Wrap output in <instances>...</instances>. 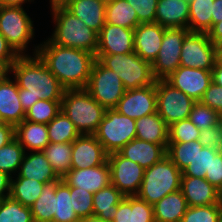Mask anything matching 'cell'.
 <instances>
[{
  "label": "cell",
  "mask_w": 222,
  "mask_h": 222,
  "mask_svg": "<svg viewBox=\"0 0 222 222\" xmlns=\"http://www.w3.org/2000/svg\"><path fill=\"white\" fill-rule=\"evenodd\" d=\"M94 135L108 154L118 152L136 138L135 119L119 113L115 108L106 109Z\"/></svg>",
  "instance_id": "7"
},
{
  "label": "cell",
  "mask_w": 222,
  "mask_h": 222,
  "mask_svg": "<svg viewBox=\"0 0 222 222\" xmlns=\"http://www.w3.org/2000/svg\"><path fill=\"white\" fill-rule=\"evenodd\" d=\"M112 222H155L153 205L136 195L125 196L118 204Z\"/></svg>",
  "instance_id": "26"
},
{
  "label": "cell",
  "mask_w": 222,
  "mask_h": 222,
  "mask_svg": "<svg viewBox=\"0 0 222 222\" xmlns=\"http://www.w3.org/2000/svg\"><path fill=\"white\" fill-rule=\"evenodd\" d=\"M85 89L105 109L115 108L126 91L118 74L104 67L97 59Z\"/></svg>",
  "instance_id": "9"
},
{
  "label": "cell",
  "mask_w": 222,
  "mask_h": 222,
  "mask_svg": "<svg viewBox=\"0 0 222 222\" xmlns=\"http://www.w3.org/2000/svg\"><path fill=\"white\" fill-rule=\"evenodd\" d=\"M189 32L188 28H165L158 56L151 64L156 80L166 79L180 66L182 43Z\"/></svg>",
  "instance_id": "11"
},
{
  "label": "cell",
  "mask_w": 222,
  "mask_h": 222,
  "mask_svg": "<svg viewBox=\"0 0 222 222\" xmlns=\"http://www.w3.org/2000/svg\"><path fill=\"white\" fill-rule=\"evenodd\" d=\"M222 205L189 206L181 222H219Z\"/></svg>",
  "instance_id": "44"
},
{
  "label": "cell",
  "mask_w": 222,
  "mask_h": 222,
  "mask_svg": "<svg viewBox=\"0 0 222 222\" xmlns=\"http://www.w3.org/2000/svg\"><path fill=\"white\" fill-rule=\"evenodd\" d=\"M212 82L222 86V65L217 61L212 69Z\"/></svg>",
  "instance_id": "55"
},
{
  "label": "cell",
  "mask_w": 222,
  "mask_h": 222,
  "mask_svg": "<svg viewBox=\"0 0 222 222\" xmlns=\"http://www.w3.org/2000/svg\"><path fill=\"white\" fill-rule=\"evenodd\" d=\"M155 23L164 28H188L189 1L158 0Z\"/></svg>",
  "instance_id": "24"
},
{
  "label": "cell",
  "mask_w": 222,
  "mask_h": 222,
  "mask_svg": "<svg viewBox=\"0 0 222 222\" xmlns=\"http://www.w3.org/2000/svg\"><path fill=\"white\" fill-rule=\"evenodd\" d=\"M60 111L61 100L40 99L25 112L24 120L48 124Z\"/></svg>",
  "instance_id": "40"
},
{
  "label": "cell",
  "mask_w": 222,
  "mask_h": 222,
  "mask_svg": "<svg viewBox=\"0 0 222 222\" xmlns=\"http://www.w3.org/2000/svg\"><path fill=\"white\" fill-rule=\"evenodd\" d=\"M220 199H221V202H222V190L220 191Z\"/></svg>",
  "instance_id": "65"
},
{
  "label": "cell",
  "mask_w": 222,
  "mask_h": 222,
  "mask_svg": "<svg viewBox=\"0 0 222 222\" xmlns=\"http://www.w3.org/2000/svg\"><path fill=\"white\" fill-rule=\"evenodd\" d=\"M200 102L217 111L222 117V86L211 82Z\"/></svg>",
  "instance_id": "48"
},
{
  "label": "cell",
  "mask_w": 222,
  "mask_h": 222,
  "mask_svg": "<svg viewBox=\"0 0 222 222\" xmlns=\"http://www.w3.org/2000/svg\"><path fill=\"white\" fill-rule=\"evenodd\" d=\"M9 73L19 87V99L26 112L40 99L62 100L65 88L38 54L19 56Z\"/></svg>",
  "instance_id": "1"
},
{
  "label": "cell",
  "mask_w": 222,
  "mask_h": 222,
  "mask_svg": "<svg viewBox=\"0 0 222 222\" xmlns=\"http://www.w3.org/2000/svg\"><path fill=\"white\" fill-rule=\"evenodd\" d=\"M167 145L134 138L118 152L125 158L138 163L142 168L147 169L167 156Z\"/></svg>",
  "instance_id": "22"
},
{
  "label": "cell",
  "mask_w": 222,
  "mask_h": 222,
  "mask_svg": "<svg viewBox=\"0 0 222 222\" xmlns=\"http://www.w3.org/2000/svg\"><path fill=\"white\" fill-rule=\"evenodd\" d=\"M222 140V123L200 131L199 143L203 147L219 150Z\"/></svg>",
  "instance_id": "49"
},
{
  "label": "cell",
  "mask_w": 222,
  "mask_h": 222,
  "mask_svg": "<svg viewBox=\"0 0 222 222\" xmlns=\"http://www.w3.org/2000/svg\"><path fill=\"white\" fill-rule=\"evenodd\" d=\"M219 151L222 152V140H221V146L219 148Z\"/></svg>",
  "instance_id": "64"
},
{
  "label": "cell",
  "mask_w": 222,
  "mask_h": 222,
  "mask_svg": "<svg viewBox=\"0 0 222 222\" xmlns=\"http://www.w3.org/2000/svg\"><path fill=\"white\" fill-rule=\"evenodd\" d=\"M188 119L201 131L221 124L222 117L217 111L198 101L193 104Z\"/></svg>",
  "instance_id": "43"
},
{
  "label": "cell",
  "mask_w": 222,
  "mask_h": 222,
  "mask_svg": "<svg viewBox=\"0 0 222 222\" xmlns=\"http://www.w3.org/2000/svg\"><path fill=\"white\" fill-rule=\"evenodd\" d=\"M62 180L70 187H78L94 194L111 184L110 166L106 161L91 168L71 169Z\"/></svg>",
  "instance_id": "18"
},
{
  "label": "cell",
  "mask_w": 222,
  "mask_h": 222,
  "mask_svg": "<svg viewBox=\"0 0 222 222\" xmlns=\"http://www.w3.org/2000/svg\"><path fill=\"white\" fill-rule=\"evenodd\" d=\"M115 109L132 119L157 112L155 83L146 87L126 90Z\"/></svg>",
  "instance_id": "14"
},
{
  "label": "cell",
  "mask_w": 222,
  "mask_h": 222,
  "mask_svg": "<svg viewBox=\"0 0 222 222\" xmlns=\"http://www.w3.org/2000/svg\"><path fill=\"white\" fill-rule=\"evenodd\" d=\"M180 190L188 206L222 205L220 191L205 178L182 176Z\"/></svg>",
  "instance_id": "20"
},
{
  "label": "cell",
  "mask_w": 222,
  "mask_h": 222,
  "mask_svg": "<svg viewBox=\"0 0 222 222\" xmlns=\"http://www.w3.org/2000/svg\"><path fill=\"white\" fill-rule=\"evenodd\" d=\"M220 151L210 147H203L196 141V155L191 163L182 170V176L205 178L206 173H210L212 166V156H216Z\"/></svg>",
  "instance_id": "37"
},
{
  "label": "cell",
  "mask_w": 222,
  "mask_h": 222,
  "mask_svg": "<svg viewBox=\"0 0 222 222\" xmlns=\"http://www.w3.org/2000/svg\"><path fill=\"white\" fill-rule=\"evenodd\" d=\"M214 0H191L189 1L190 32H206L212 28V13Z\"/></svg>",
  "instance_id": "33"
},
{
  "label": "cell",
  "mask_w": 222,
  "mask_h": 222,
  "mask_svg": "<svg viewBox=\"0 0 222 222\" xmlns=\"http://www.w3.org/2000/svg\"><path fill=\"white\" fill-rule=\"evenodd\" d=\"M136 138L156 144H168L169 126L157 113L135 119Z\"/></svg>",
  "instance_id": "28"
},
{
  "label": "cell",
  "mask_w": 222,
  "mask_h": 222,
  "mask_svg": "<svg viewBox=\"0 0 222 222\" xmlns=\"http://www.w3.org/2000/svg\"><path fill=\"white\" fill-rule=\"evenodd\" d=\"M25 150L16 138L0 148V171L13 176L18 173ZM18 170V171H17ZM13 174V175H12Z\"/></svg>",
  "instance_id": "39"
},
{
  "label": "cell",
  "mask_w": 222,
  "mask_h": 222,
  "mask_svg": "<svg viewBox=\"0 0 222 222\" xmlns=\"http://www.w3.org/2000/svg\"><path fill=\"white\" fill-rule=\"evenodd\" d=\"M165 80L198 102L202 99L204 92L212 82V72L179 66Z\"/></svg>",
  "instance_id": "15"
},
{
  "label": "cell",
  "mask_w": 222,
  "mask_h": 222,
  "mask_svg": "<svg viewBox=\"0 0 222 222\" xmlns=\"http://www.w3.org/2000/svg\"><path fill=\"white\" fill-rule=\"evenodd\" d=\"M79 220L72 207L70 186L62 180L56 186L55 214L52 222H78Z\"/></svg>",
  "instance_id": "38"
},
{
  "label": "cell",
  "mask_w": 222,
  "mask_h": 222,
  "mask_svg": "<svg viewBox=\"0 0 222 222\" xmlns=\"http://www.w3.org/2000/svg\"><path fill=\"white\" fill-rule=\"evenodd\" d=\"M11 177L10 197L22 205L31 207L40 196L44 183L25 177Z\"/></svg>",
  "instance_id": "34"
},
{
  "label": "cell",
  "mask_w": 222,
  "mask_h": 222,
  "mask_svg": "<svg viewBox=\"0 0 222 222\" xmlns=\"http://www.w3.org/2000/svg\"><path fill=\"white\" fill-rule=\"evenodd\" d=\"M34 30L33 21L23 7H0V33L19 56L28 55L25 52Z\"/></svg>",
  "instance_id": "8"
},
{
  "label": "cell",
  "mask_w": 222,
  "mask_h": 222,
  "mask_svg": "<svg viewBox=\"0 0 222 222\" xmlns=\"http://www.w3.org/2000/svg\"><path fill=\"white\" fill-rule=\"evenodd\" d=\"M157 113L170 126L172 123L187 119L196 102L191 97L169 84L165 79L155 81Z\"/></svg>",
  "instance_id": "10"
},
{
  "label": "cell",
  "mask_w": 222,
  "mask_h": 222,
  "mask_svg": "<svg viewBox=\"0 0 222 222\" xmlns=\"http://www.w3.org/2000/svg\"><path fill=\"white\" fill-rule=\"evenodd\" d=\"M62 180H56L44 185L43 191L31 206L34 222H52L55 214L56 186Z\"/></svg>",
  "instance_id": "32"
},
{
  "label": "cell",
  "mask_w": 222,
  "mask_h": 222,
  "mask_svg": "<svg viewBox=\"0 0 222 222\" xmlns=\"http://www.w3.org/2000/svg\"><path fill=\"white\" fill-rule=\"evenodd\" d=\"M8 73L9 71L3 65L0 64V80Z\"/></svg>",
  "instance_id": "61"
},
{
  "label": "cell",
  "mask_w": 222,
  "mask_h": 222,
  "mask_svg": "<svg viewBox=\"0 0 222 222\" xmlns=\"http://www.w3.org/2000/svg\"><path fill=\"white\" fill-rule=\"evenodd\" d=\"M134 8L140 23H154L158 0H126Z\"/></svg>",
  "instance_id": "47"
},
{
  "label": "cell",
  "mask_w": 222,
  "mask_h": 222,
  "mask_svg": "<svg viewBox=\"0 0 222 222\" xmlns=\"http://www.w3.org/2000/svg\"><path fill=\"white\" fill-rule=\"evenodd\" d=\"M16 175L18 177L34 179L44 184L62 180L51 167L43 151H33L29 155L25 152Z\"/></svg>",
  "instance_id": "23"
},
{
  "label": "cell",
  "mask_w": 222,
  "mask_h": 222,
  "mask_svg": "<svg viewBox=\"0 0 222 222\" xmlns=\"http://www.w3.org/2000/svg\"><path fill=\"white\" fill-rule=\"evenodd\" d=\"M205 179L219 191L222 190V152L212 156L210 173H206Z\"/></svg>",
  "instance_id": "50"
},
{
  "label": "cell",
  "mask_w": 222,
  "mask_h": 222,
  "mask_svg": "<svg viewBox=\"0 0 222 222\" xmlns=\"http://www.w3.org/2000/svg\"><path fill=\"white\" fill-rule=\"evenodd\" d=\"M165 28L158 23H140L134 29V52L151 64L157 58Z\"/></svg>",
  "instance_id": "19"
},
{
  "label": "cell",
  "mask_w": 222,
  "mask_h": 222,
  "mask_svg": "<svg viewBox=\"0 0 222 222\" xmlns=\"http://www.w3.org/2000/svg\"><path fill=\"white\" fill-rule=\"evenodd\" d=\"M15 138V126L5 123L0 127V148Z\"/></svg>",
  "instance_id": "52"
},
{
  "label": "cell",
  "mask_w": 222,
  "mask_h": 222,
  "mask_svg": "<svg viewBox=\"0 0 222 222\" xmlns=\"http://www.w3.org/2000/svg\"><path fill=\"white\" fill-rule=\"evenodd\" d=\"M91 94L84 89H66L61 100V111L75 125L80 134H94L105 114Z\"/></svg>",
  "instance_id": "4"
},
{
  "label": "cell",
  "mask_w": 222,
  "mask_h": 222,
  "mask_svg": "<svg viewBox=\"0 0 222 222\" xmlns=\"http://www.w3.org/2000/svg\"><path fill=\"white\" fill-rule=\"evenodd\" d=\"M124 197L113 184H109L93 194V215L106 222H112L117 206Z\"/></svg>",
  "instance_id": "30"
},
{
  "label": "cell",
  "mask_w": 222,
  "mask_h": 222,
  "mask_svg": "<svg viewBox=\"0 0 222 222\" xmlns=\"http://www.w3.org/2000/svg\"><path fill=\"white\" fill-rule=\"evenodd\" d=\"M188 207L181 190L167 194L153 205L155 222H181Z\"/></svg>",
  "instance_id": "29"
},
{
  "label": "cell",
  "mask_w": 222,
  "mask_h": 222,
  "mask_svg": "<svg viewBox=\"0 0 222 222\" xmlns=\"http://www.w3.org/2000/svg\"><path fill=\"white\" fill-rule=\"evenodd\" d=\"M15 138L24 150L42 151L49 143L47 124L23 120L15 126Z\"/></svg>",
  "instance_id": "27"
},
{
  "label": "cell",
  "mask_w": 222,
  "mask_h": 222,
  "mask_svg": "<svg viewBox=\"0 0 222 222\" xmlns=\"http://www.w3.org/2000/svg\"><path fill=\"white\" fill-rule=\"evenodd\" d=\"M132 52H134V29L106 23L98 34V49L95 55Z\"/></svg>",
  "instance_id": "17"
},
{
  "label": "cell",
  "mask_w": 222,
  "mask_h": 222,
  "mask_svg": "<svg viewBox=\"0 0 222 222\" xmlns=\"http://www.w3.org/2000/svg\"><path fill=\"white\" fill-rule=\"evenodd\" d=\"M210 30H222V20L218 23H215Z\"/></svg>",
  "instance_id": "62"
},
{
  "label": "cell",
  "mask_w": 222,
  "mask_h": 222,
  "mask_svg": "<svg viewBox=\"0 0 222 222\" xmlns=\"http://www.w3.org/2000/svg\"><path fill=\"white\" fill-rule=\"evenodd\" d=\"M0 222H34L31 207L10 196L0 201Z\"/></svg>",
  "instance_id": "41"
},
{
  "label": "cell",
  "mask_w": 222,
  "mask_h": 222,
  "mask_svg": "<svg viewBox=\"0 0 222 222\" xmlns=\"http://www.w3.org/2000/svg\"><path fill=\"white\" fill-rule=\"evenodd\" d=\"M182 171L165 156L144 170V177L136 196L150 205L181 188Z\"/></svg>",
  "instance_id": "5"
},
{
  "label": "cell",
  "mask_w": 222,
  "mask_h": 222,
  "mask_svg": "<svg viewBox=\"0 0 222 222\" xmlns=\"http://www.w3.org/2000/svg\"><path fill=\"white\" fill-rule=\"evenodd\" d=\"M107 162L110 166L111 184L124 196L136 195L144 177V168L119 152L108 154Z\"/></svg>",
  "instance_id": "13"
},
{
  "label": "cell",
  "mask_w": 222,
  "mask_h": 222,
  "mask_svg": "<svg viewBox=\"0 0 222 222\" xmlns=\"http://www.w3.org/2000/svg\"><path fill=\"white\" fill-rule=\"evenodd\" d=\"M222 20V0H214L212 13V26Z\"/></svg>",
  "instance_id": "54"
},
{
  "label": "cell",
  "mask_w": 222,
  "mask_h": 222,
  "mask_svg": "<svg viewBox=\"0 0 222 222\" xmlns=\"http://www.w3.org/2000/svg\"><path fill=\"white\" fill-rule=\"evenodd\" d=\"M0 117L5 123L16 126L25 119L19 99V87L9 73L0 80Z\"/></svg>",
  "instance_id": "21"
},
{
  "label": "cell",
  "mask_w": 222,
  "mask_h": 222,
  "mask_svg": "<svg viewBox=\"0 0 222 222\" xmlns=\"http://www.w3.org/2000/svg\"><path fill=\"white\" fill-rule=\"evenodd\" d=\"M96 59L104 67L118 74L126 90L153 85L156 81L151 63L143 60L135 52L96 55Z\"/></svg>",
  "instance_id": "6"
},
{
  "label": "cell",
  "mask_w": 222,
  "mask_h": 222,
  "mask_svg": "<svg viewBox=\"0 0 222 222\" xmlns=\"http://www.w3.org/2000/svg\"><path fill=\"white\" fill-rule=\"evenodd\" d=\"M11 176L0 171V201L10 196Z\"/></svg>",
  "instance_id": "53"
},
{
  "label": "cell",
  "mask_w": 222,
  "mask_h": 222,
  "mask_svg": "<svg viewBox=\"0 0 222 222\" xmlns=\"http://www.w3.org/2000/svg\"><path fill=\"white\" fill-rule=\"evenodd\" d=\"M207 34L216 48H222V30H209Z\"/></svg>",
  "instance_id": "56"
},
{
  "label": "cell",
  "mask_w": 222,
  "mask_h": 222,
  "mask_svg": "<svg viewBox=\"0 0 222 222\" xmlns=\"http://www.w3.org/2000/svg\"><path fill=\"white\" fill-rule=\"evenodd\" d=\"M166 154L178 169L182 171L196 155V141L168 142Z\"/></svg>",
  "instance_id": "42"
},
{
  "label": "cell",
  "mask_w": 222,
  "mask_h": 222,
  "mask_svg": "<svg viewBox=\"0 0 222 222\" xmlns=\"http://www.w3.org/2000/svg\"><path fill=\"white\" fill-rule=\"evenodd\" d=\"M216 60L222 65V48H216Z\"/></svg>",
  "instance_id": "60"
},
{
  "label": "cell",
  "mask_w": 222,
  "mask_h": 222,
  "mask_svg": "<svg viewBox=\"0 0 222 222\" xmlns=\"http://www.w3.org/2000/svg\"><path fill=\"white\" fill-rule=\"evenodd\" d=\"M43 43L35 46L33 55H39L61 85L65 89L86 88L96 55L82 49L55 45L49 39Z\"/></svg>",
  "instance_id": "2"
},
{
  "label": "cell",
  "mask_w": 222,
  "mask_h": 222,
  "mask_svg": "<svg viewBox=\"0 0 222 222\" xmlns=\"http://www.w3.org/2000/svg\"><path fill=\"white\" fill-rule=\"evenodd\" d=\"M32 2L34 0H0V7L2 6H14V7H23V4L26 2Z\"/></svg>",
  "instance_id": "57"
},
{
  "label": "cell",
  "mask_w": 222,
  "mask_h": 222,
  "mask_svg": "<svg viewBox=\"0 0 222 222\" xmlns=\"http://www.w3.org/2000/svg\"><path fill=\"white\" fill-rule=\"evenodd\" d=\"M19 55L8 44L6 38L0 33V64L8 71Z\"/></svg>",
  "instance_id": "51"
},
{
  "label": "cell",
  "mask_w": 222,
  "mask_h": 222,
  "mask_svg": "<svg viewBox=\"0 0 222 222\" xmlns=\"http://www.w3.org/2000/svg\"><path fill=\"white\" fill-rule=\"evenodd\" d=\"M51 13L55 29L48 39L53 44L82 49L96 54L98 34L94 30L66 8H57Z\"/></svg>",
  "instance_id": "3"
},
{
  "label": "cell",
  "mask_w": 222,
  "mask_h": 222,
  "mask_svg": "<svg viewBox=\"0 0 222 222\" xmlns=\"http://www.w3.org/2000/svg\"><path fill=\"white\" fill-rule=\"evenodd\" d=\"M106 4L105 0H73L65 8L99 34L106 24Z\"/></svg>",
  "instance_id": "25"
},
{
  "label": "cell",
  "mask_w": 222,
  "mask_h": 222,
  "mask_svg": "<svg viewBox=\"0 0 222 222\" xmlns=\"http://www.w3.org/2000/svg\"><path fill=\"white\" fill-rule=\"evenodd\" d=\"M72 207L79 219L93 215V193L78 187H70Z\"/></svg>",
  "instance_id": "46"
},
{
  "label": "cell",
  "mask_w": 222,
  "mask_h": 222,
  "mask_svg": "<svg viewBox=\"0 0 222 222\" xmlns=\"http://www.w3.org/2000/svg\"><path fill=\"white\" fill-rule=\"evenodd\" d=\"M73 0H50L51 3V11L57 8H65L68 6Z\"/></svg>",
  "instance_id": "58"
},
{
  "label": "cell",
  "mask_w": 222,
  "mask_h": 222,
  "mask_svg": "<svg viewBox=\"0 0 222 222\" xmlns=\"http://www.w3.org/2000/svg\"><path fill=\"white\" fill-rule=\"evenodd\" d=\"M5 124V122L2 120V118L0 117V127H2Z\"/></svg>",
  "instance_id": "63"
},
{
  "label": "cell",
  "mask_w": 222,
  "mask_h": 222,
  "mask_svg": "<svg viewBox=\"0 0 222 222\" xmlns=\"http://www.w3.org/2000/svg\"><path fill=\"white\" fill-rule=\"evenodd\" d=\"M200 130L187 118L172 123L168 129V142L198 141Z\"/></svg>",
  "instance_id": "45"
},
{
  "label": "cell",
  "mask_w": 222,
  "mask_h": 222,
  "mask_svg": "<svg viewBox=\"0 0 222 222\" xmlns=\"http://www.w3.org/2000/svg\"><path fill=\"white\" fill-rule=\"evenodd\" d=\"M216 47L206 32H189L182 43L180 66L212 71Z\"/></svg>",
  "instance_id": "12"
},
{
  "label": "cell",
  "mask_w": 222,
  "mask_h": 222,
  "mask_svg": "<svg viewBox=\"0 0 222 222\" xmlns=\"http://www.w3.org/2000/svg\"><path fill=\"white\" fill-rule=\"evenodd\" d=\"M47 132L52 143H72L80 135L75 125L62 111L47 124Z\"/></svg>",
  "instance_id": "36"
},
{
  "label": "cell",
  "mask_w": 222,
  "mask_h": 222,
  "mask_svg": "<svg viewBox=\"0 0 222 222\" xmlns=\"http://www.w3.org/2000/svg\"><path fill=\"white\" fill-rule=\"evenodd\" d=\"M105 18L107 24L128 29H135L140 24L136 11L126 0L107 1Z\"/></svg>",
  "instance_id": "31"
},
{
  "label": "cell",
  "mask_w": 222,
  "mask_h": 222,
  "mask_svg": "<svg viewBox=\"0 0 222 222\" xmlns=\"http://www.w3.org/2000/svg\"><path fill=\"white\" fill-rule=\"evenodd\" d=\"M78 222H106V221L102 220L98 216L92 215L87 218L80 219Z\"/></svg>",
  "instance_id": "59"
},
{
  "label": "cell",
  "mask_w": 222,
  "mask_h": 222,
  "mask_svg": "<svg viewBox=\"0 0 222 222\" xmlns=\"http://www.w3.org/2000/svg\"><path fill=\"white\" fill-rule=\"evenodd\" d=\"M42 151L60 178L71 170L72 143L50 142Z\"/></svg>",
  "instance_id": "35"
},
{
  "label": "cell",
  "mask_w": 222,
  "mask_h": 222,
  "mask_svg": "<svg viewBox=\"0 0 222 222\" xmlns=\"http://www.w3.org/2000/svg\"><path fill=\"white\" fill-rule=\"evenodd\" d=\"M108 153L94 134H80L72 142L71 169H86L104 164Z\"/></svg>",
  "instance_id": "16"
}]
</instances>
